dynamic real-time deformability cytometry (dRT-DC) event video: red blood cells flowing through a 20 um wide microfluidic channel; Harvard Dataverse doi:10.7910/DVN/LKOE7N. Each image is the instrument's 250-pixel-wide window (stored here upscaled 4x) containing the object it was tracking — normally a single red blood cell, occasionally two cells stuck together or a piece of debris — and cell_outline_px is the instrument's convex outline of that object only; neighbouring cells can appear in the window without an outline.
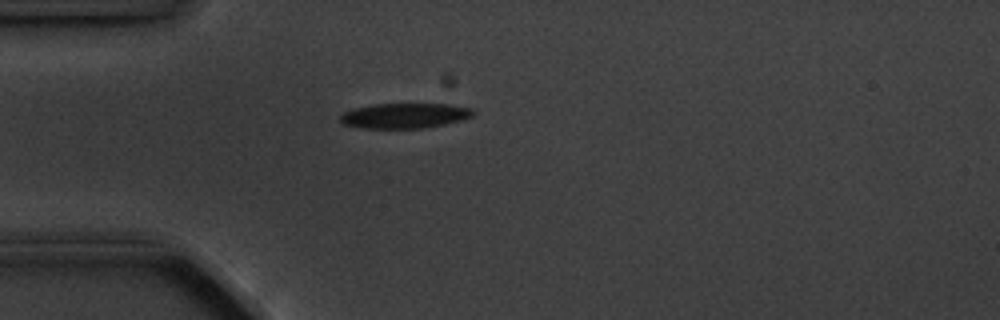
{"species": "common noctule bat (a hibernating species)", "species_latin": "Nyctalus noctula", "temperature_condition": "cold", "stored_images_in_passage": 3, "camera_frame_rate_fps": 3000, "um_per_image_px": 0.085, "animal": {"sex": "male", "body_mass_g": 20.1, "forearm_length_mm": 53.5}, "frame": {"image": 1, "passage_image": 1, "time_ms": 0.0, "image_size_px": [1000, 320], "cell_outline_px": [[476, 112], [472, 116], [464, 120], [424, 128], [360, 128], [344, 124], [340, 120], [340, 116], [344, 112], [352, 108], [376, 104], [448, 104], [472, 108]], "centroid_in_image_um": [34.42, 9.83], "position_along_channel_um": 50.6, "area_um2": 19.54}}